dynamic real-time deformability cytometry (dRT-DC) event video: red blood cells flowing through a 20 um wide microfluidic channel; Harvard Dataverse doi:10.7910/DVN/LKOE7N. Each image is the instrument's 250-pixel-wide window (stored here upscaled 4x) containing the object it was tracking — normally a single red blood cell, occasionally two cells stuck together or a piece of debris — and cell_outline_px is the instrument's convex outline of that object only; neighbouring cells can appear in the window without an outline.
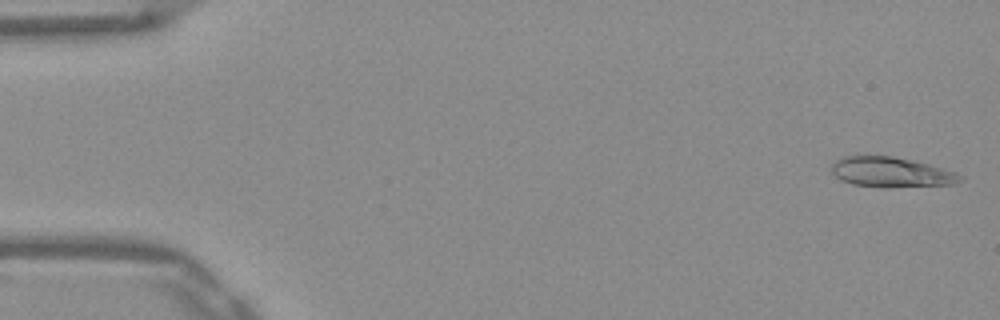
{"species": "Egyptian fruit bat (a non-hibernating species)", "species_latin": "Rousettus aegyptiacus", "temperature_condition": "warm", "stored_images_in_passage": 51, "camera_frame_rate_fps": 3000, "um_per_image_px": 0.085, "frame": {"image": 1, "passage_image": 1, "time_ms": 0.0, "image_size_px": [1000, 320], "cell_outline_px": [[964, 180], [952, 184], [892, 188], [880, 188], [852, 184], [840, 180], [832, 172], [832, 164], [836, 160], [844, 156], [856, 152], [892, 156], [912, 160], [944, 168], [956, 172], [964, 176]], "centroid_in_image_um": [75.71, 14.61], "position_along_channel_um": 9.3, "area_um2": 23.52}}
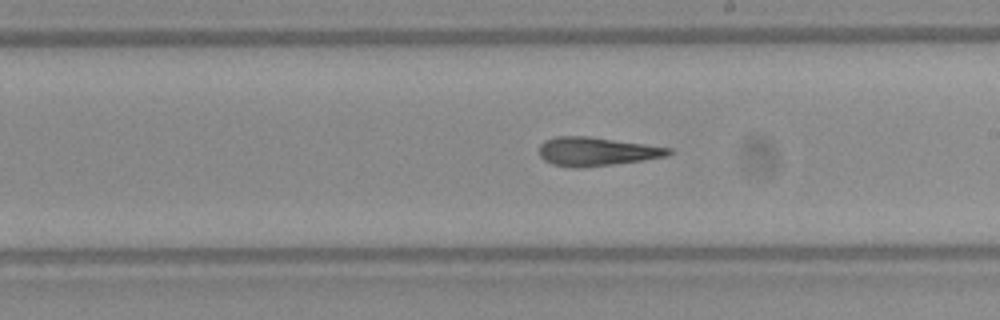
{"frame": {"image": 2, "passage_image": 29, "time_ms": 9.333, "image_size_px": [1000, 320], "cell_outline_px": [[676, 152], [668, 156], [644, 160], [580, 168], [572, 168], [552, 164], [544, 160], [540, 156], [540, 144], [544, 140], [556, 136], [588, 136], [672, 148]], "centroid_in_image_um": [50.72, 12.88], "position_along_channel_um": 238.3, "area_um2": 21.73}}
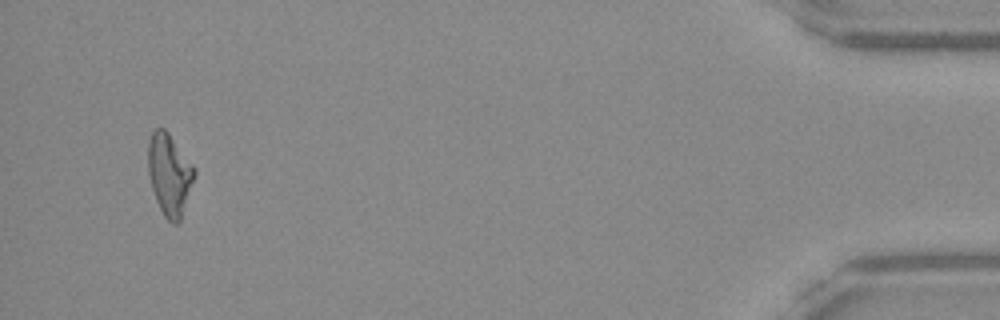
{"frame": {"image": 3, "passage_image": 49, "time_ms": 16.0, "image_size_px": [1000, 320], "cell_outline_px": [[196, 176], [180, 220], [176, 224], [172, 224], [164, 216], [156, 200], [152, 188], [148, 172], [148, 140], [152, 132], [156, 128], [164, 128], [168, 132], [196, 168]], "centroid_in_image_um": [14.41, 14.82], "position_along_channel_um": 420.8, "area_um2": 22.14}, "authors_computed_cell_mechanics": {"area_um2": 22.1374, "velocity_mm_per_s": 3.9163, "shape_relaxation_time_tau1_ms": null, "shape_relaxation_time_tau2_ms": 4.1416, "deformation_change_tau1": null, "deformation_change_tau2": 0.1793}}